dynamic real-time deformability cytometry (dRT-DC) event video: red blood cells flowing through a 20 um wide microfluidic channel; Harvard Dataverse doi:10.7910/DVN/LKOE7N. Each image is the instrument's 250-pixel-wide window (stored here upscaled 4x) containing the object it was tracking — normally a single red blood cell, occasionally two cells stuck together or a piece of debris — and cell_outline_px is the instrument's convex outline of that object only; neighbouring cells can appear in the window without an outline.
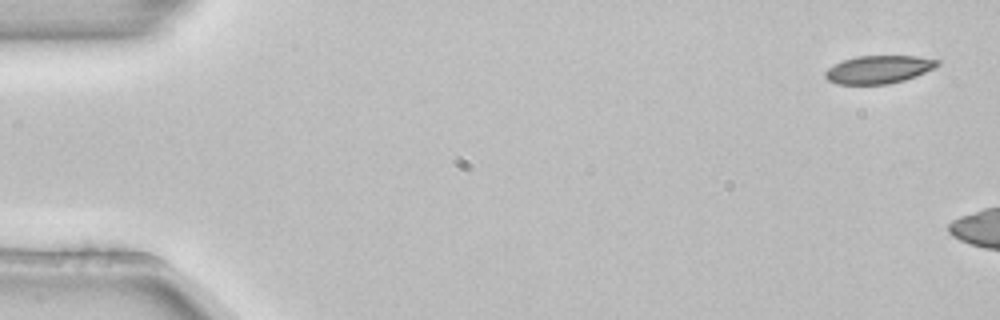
{"species": "common noctule bat (a hibernating species)", "species_latin": "Nyctalus noctula", "temperature_condition": "room temperature", "stored_images_in_passage": 3, "camera_frame_rate_fps": 3000, "um_per_image_px": 0.085, "animal": {"sex": "female", "body_mass_g": 22.7, "forearm_length_mm": 54.2}, "frame": {"image": 1, "passage_image": 1, "time_ms": 0.0, "image_size_px": [1000, 320], "cell_outline_px": [[940, 64], [936, 68], [916, 76], [904, 80], [888, 84], [836, 84], [828, 80], [824, 76], [824, 72], [828, 68], [844, 60], [856, 56], [920, 56], [940, 60]], "centroid_in_image_um": [74.73, 5.9], "position_along_channel_um": 10.3, "area_um2": 18.38}}